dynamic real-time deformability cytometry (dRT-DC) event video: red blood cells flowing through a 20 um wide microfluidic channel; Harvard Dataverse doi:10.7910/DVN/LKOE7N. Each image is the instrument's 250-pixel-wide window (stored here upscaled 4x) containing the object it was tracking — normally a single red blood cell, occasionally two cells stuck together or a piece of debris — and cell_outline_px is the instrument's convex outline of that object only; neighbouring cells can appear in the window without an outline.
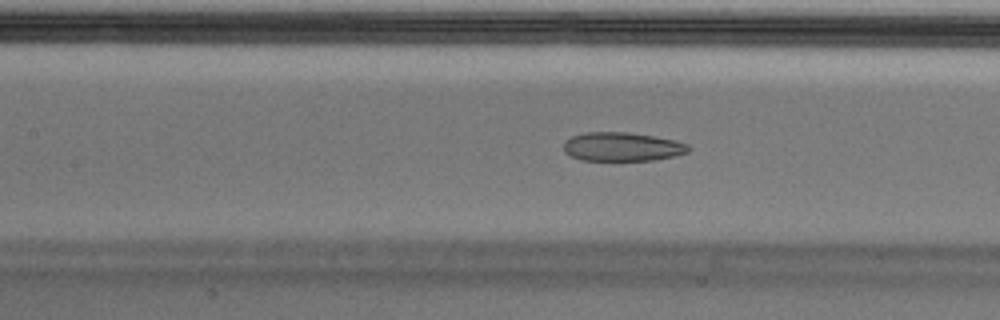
{"species": "Egyptian fruit bat (a non-hibernating species)", "species_latin": "Rousettus aegyptiacus", "temperature_condition": "cold", "stored_images_in_passage": 53, "camera_frame_rate_fps": 3000, "um_per_image_px": 0.085, "animal": {"sex": "male"}, "frame": {"image": 1, "passage_image": 23, "time_ms": 7.333, "image_size_px": [1000, 320], "cell_outline_px": [[692, 148], [688, 152], [672, 156], [652, 160], [580, 160], [564, 152], [564, 140], [572, 136], [584, 132], [628, 132], [676, 140], [688, 144]], "centroid_in_image_um": [52.87, 12.46], "position_along_channel_um": 154.5, "area_um2": 20.98}, "authors_computed_cell_mechanics": {"area_um2": 23.6402, "velocity_mm_per_s": 3.6743, "shape_relaxation_time_tau1_ms": null, "shape_relaxation_time_tau2_ms": 2.4293, "deformation_change_tau1": null, "deformation_change_tau2": 0.0923}}